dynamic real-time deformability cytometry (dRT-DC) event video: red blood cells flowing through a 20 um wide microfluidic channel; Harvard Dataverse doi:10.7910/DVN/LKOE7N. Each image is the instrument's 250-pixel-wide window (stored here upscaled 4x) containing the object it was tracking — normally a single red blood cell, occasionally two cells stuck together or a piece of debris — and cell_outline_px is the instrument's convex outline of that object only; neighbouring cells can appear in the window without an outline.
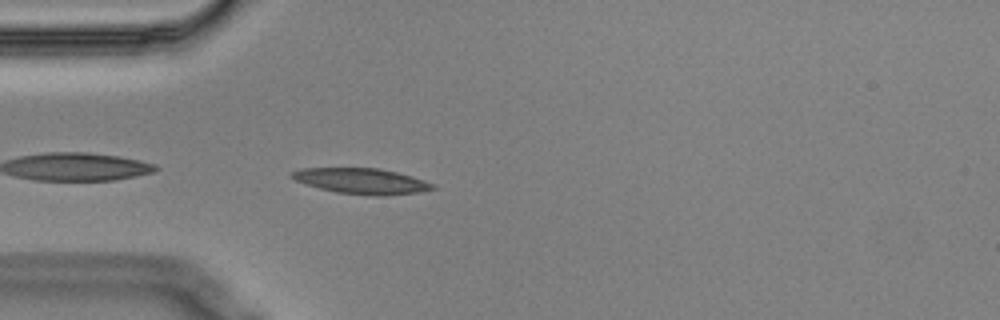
{"species": "Egyptian fruit bat (a non-hibernating species)", "species_latin": "Rousettus aegyptiacus", "temperature_condition": "cold", "stored_images_in_passage": 43, "camera_frame_rate_fps": 3000, "um_per_image_px": 0.085, "animal": {"sex": "male"}, "frame": {"image": 1, "passage_image": 2, "time_ms": 0.333, "image_size_px": [1000, 320], "cell_outline_px": [[436, 188], [420, 192], [384, 196], [376, 196], [336, 192], [320, 188], [296, 180], [288, 176], [288, 172], [300, 168], [380, 168], [412, 176], [436, 184]], "centroid_in_image_um": [30.74, 15.38], "position_along_channel_um": 54.3, "area_um2": 21.15}}
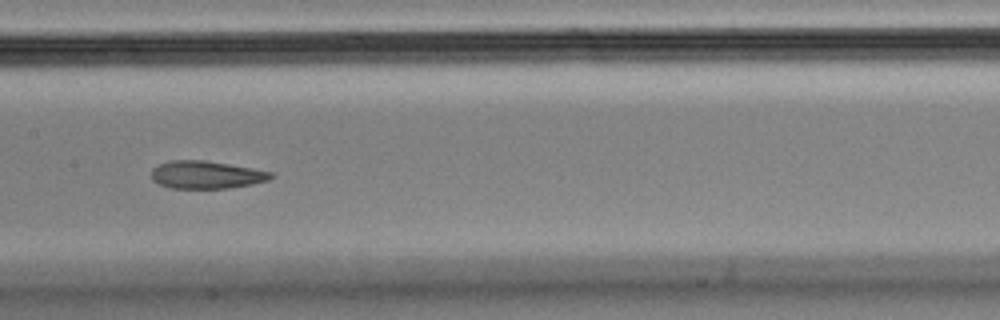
{"frame": {"image": 2, "passage_image": 14, "time_ms": 4.333, "image_size_px": [1000, 320], "cell_outline_px": [[276, 176], [268, 180], [252, 184], [228, 188], [172, 188], [160, 184], [152, 180], [152, 168], [168, 160], [204, 160], [228, 164], [272, 172]], "centroid_in_image_um": [17.53, 14.85], "position_along_channel_um": 189.9, "area_um2": 19.19}}
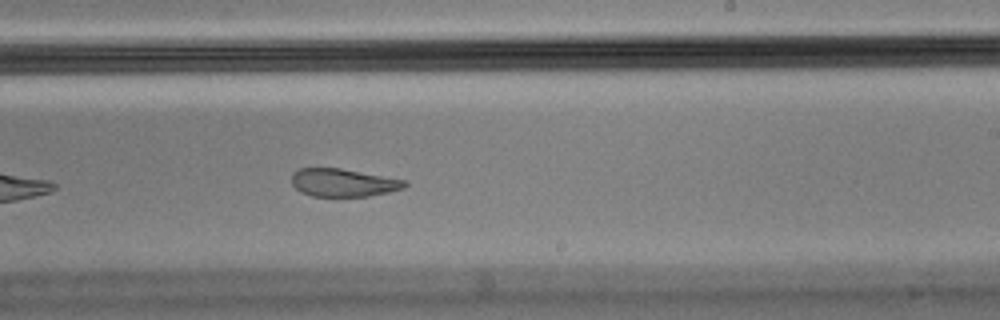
{"frame": {"image": 3, "passage_image": 20, "time_ms": 6.333, "image_size_px": [1000, 320], "cell_outline_px": [[408, 184], [404, 188], [388, 192], [368, 196], [312, 196], [300, 192], [292, 184], [292, 172], [300, 168], [340, 168], [408, 180]], "centroid_in_image_um": [29.19, 15.52], "position_along_channel_um": 259.8, "area_um2": 18.5}, "authors_computed_cell_mechanics": {"area_um2": 20.6924, "velocity_mm_per_s": 3.51, "shape_relaxation_time_tau1_ms": null, "shape_relaxation_time_tau2_ms": 2.2811, "deformation_change_tau1": null, "deformation_change_tau2": 0.0935}}